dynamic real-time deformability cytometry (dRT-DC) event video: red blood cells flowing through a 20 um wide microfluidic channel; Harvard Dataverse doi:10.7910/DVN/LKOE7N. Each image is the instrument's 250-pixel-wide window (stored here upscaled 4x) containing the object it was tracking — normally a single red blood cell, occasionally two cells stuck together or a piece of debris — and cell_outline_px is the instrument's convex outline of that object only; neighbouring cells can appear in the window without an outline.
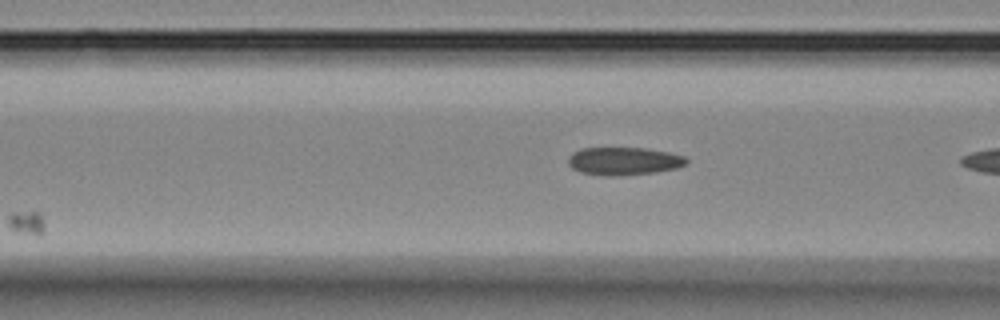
{"species": "Egyptian fruit bat (a non-hibernating species)", "species_latin": "Rousettus aegyptiacus", "temperature_condition": "room temperature", "stored_images_in_passage": 6, "camera_frame_rate_fps": 3000, "um_per_image_px": 0.085, "animal": {"sex": "female"}, "frame": {"image": 1, "passage_image": 5, "time_ms": 5.667, "image_size_px": [1000, 320], "cell_outline_px": [[688, 164], [676, 168], [656, 172], [616, 176], [608, 176], [580, 172], [572, 168], [568, 164], [568, 156], [572, 152], [580, 148], [648, 148], [668, 152], [684, 156], [688, 160]], "centroid_in_image_um": [53.02, 13.69], "position_along_channel_um": 113.6, "area_um2": 19.36}}